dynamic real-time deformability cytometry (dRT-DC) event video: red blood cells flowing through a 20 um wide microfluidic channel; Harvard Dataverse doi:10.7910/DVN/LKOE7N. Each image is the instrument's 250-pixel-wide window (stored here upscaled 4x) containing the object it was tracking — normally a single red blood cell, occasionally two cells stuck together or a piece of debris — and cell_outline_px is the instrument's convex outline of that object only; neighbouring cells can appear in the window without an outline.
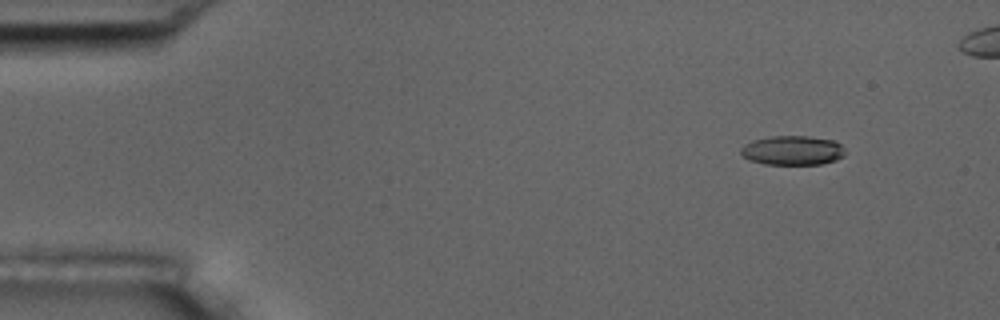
{"species": "common noctule bat (a hibernating species)", "species_latin": "Nyctalus noctula", "temperature_condition": "room temperature", "stored_images_in_passage": 6, "camera_frame_rate_fps": 3000, "um_per_image_px": 0.085, "animal": {"sex": "male", "body_mass_g": 17.5, "forearm_length_mm": 52.3}, "frame": {"image": 1, "passage_image": 2, "time_ms": 1.0, "image_size_px": [1000, 320], "cell_outline_px": [[844, 156], [836, 160], [820, 164], [764, 164], [748, 160], [740, 152], [740, 148], [744, 144], [752, 140], [772, 136], [808, 136], [836, 140], [844, 148]], "centroid_in_image_um": [67.36, 12.78], "position_along_channel_um": 17.6, "area_um2": 17.98}}